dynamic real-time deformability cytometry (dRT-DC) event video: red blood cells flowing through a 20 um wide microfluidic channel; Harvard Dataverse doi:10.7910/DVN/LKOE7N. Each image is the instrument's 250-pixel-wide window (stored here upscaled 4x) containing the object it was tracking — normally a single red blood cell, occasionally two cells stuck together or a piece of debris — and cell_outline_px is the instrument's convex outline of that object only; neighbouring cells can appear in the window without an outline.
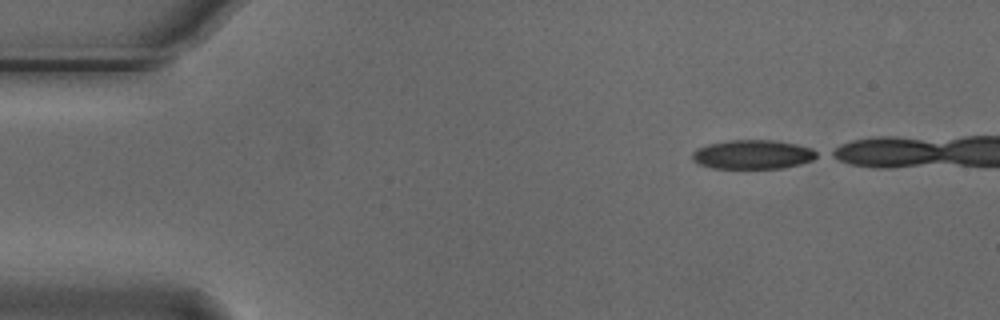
{"species": "Egyptian fruit bat (a non-hibernating species)", "species_latin": "Rousettus aegyptiacus", "temperature_condition": "cold", "stored_images_in_passage": 18, "camera_frame_rate_fps": 3000, "um_per_image_px": 0.085, "animal": {"sex": "male"}, "frame": {"image": 1, "passage_image": 1, "time_ms": 0.0, "image_size_px": [1000, 320], "cell_outline_px": [[820, 156], [812, 160], [800, 164], [784, 168], [712, 168], [696, 164], [692, 160], [692, 152], [696, 148], [708, 144], [728, 140], [772, 140], [796, 144], [812, 148], [820, 152]], "centroid_in_image_um": [63.99, 13.13], "position_along_channel_um": 21.0, "area_um2": 21.44}}
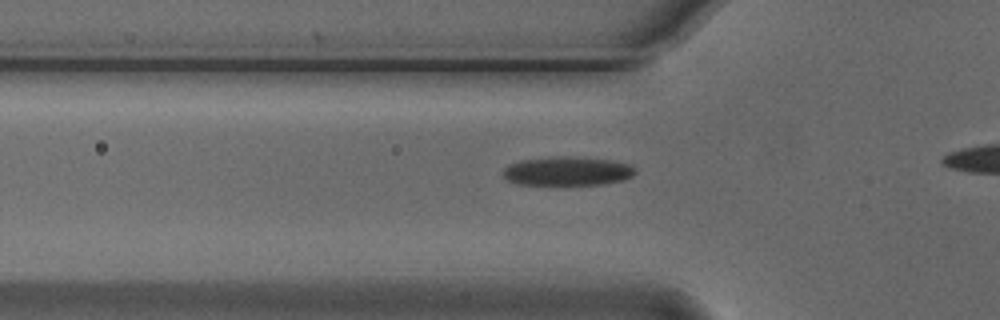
{"frame": {"image": 2, "passage_image": 12, "time_ms": 3.667, "image_size_px": [1000, 320], "cell_outline_px": [[636, 172], [632, 176], [624, 180], [604, 184], [560, 188], [520, 184], [508, 180], [504, 176], [504, 168], [508, 164], [520, 160], [556, 156], [576, 156], [612, 160], [632, 164], [636, 168]], "centroid_in_image_um": [48.26, 14.59], "position_along_channel_um": 77.5, "area_um2": 23.64}}
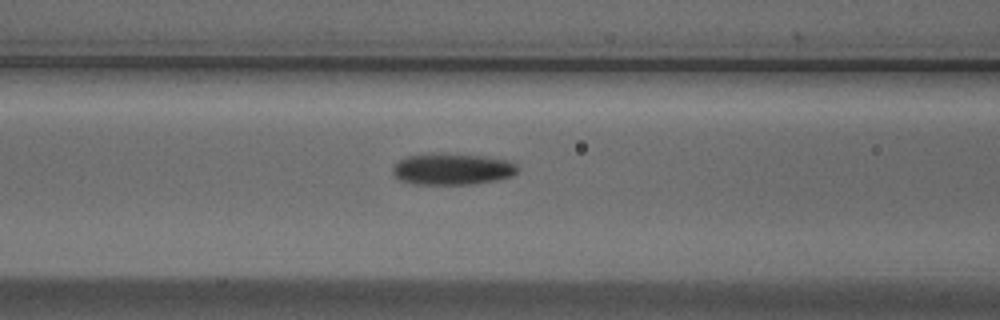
{"frame": {"image": 3, "passage_image": 16, "time_ms": 5.0, "image_size_px": [1000, 320], "cell_outline_px": [[520, 168], [512, 176], [496, 180], [472, 184], [416, 184], [400, 180], [392, 172], [392, 168], [404, 156], [484, 156], [508, 160], [516, 164]], "centroid_in_image_um": [38.49, 14.42], "position_along_channel_um": 128.1, "area_um2": 21.96}}